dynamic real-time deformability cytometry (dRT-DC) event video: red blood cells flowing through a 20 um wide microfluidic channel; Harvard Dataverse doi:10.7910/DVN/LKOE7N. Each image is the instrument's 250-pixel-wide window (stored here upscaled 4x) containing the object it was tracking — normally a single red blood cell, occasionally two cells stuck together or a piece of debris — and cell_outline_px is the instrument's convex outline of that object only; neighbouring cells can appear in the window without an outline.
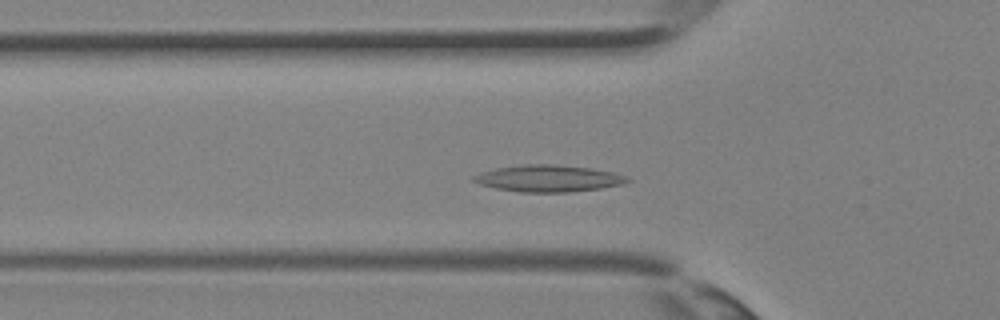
{"species": "Egyptian fruit bat (a non-hibernating species)", "species_latin": "Rousettus aegyptiacus", "temperature_condition": "room temperature", "stored_images_in_passage": 32, "camera_frame_rate_fps": 3000, "um_per_image_px": 0.085, "animal": {"sex": "female"}, "frame": {"image": 1, "passage_image": 8, "time_ms": 2.333, "image_size_px": [1000, 320], "cell_outline_px": [[632, 180], [624, 184], [600, 188], [568, 192], [520, 192], [496, 188], [480, 184], [472, 180], [472, 176], [480, 172], [496, 168], [520, 164], [556, 164], [592, 168], [612, 172], [628, 176]], "centroid_in_image_um": [46.63, 15.15], "position_along_channel_um": 79.2, "area_um2": 24.1}}
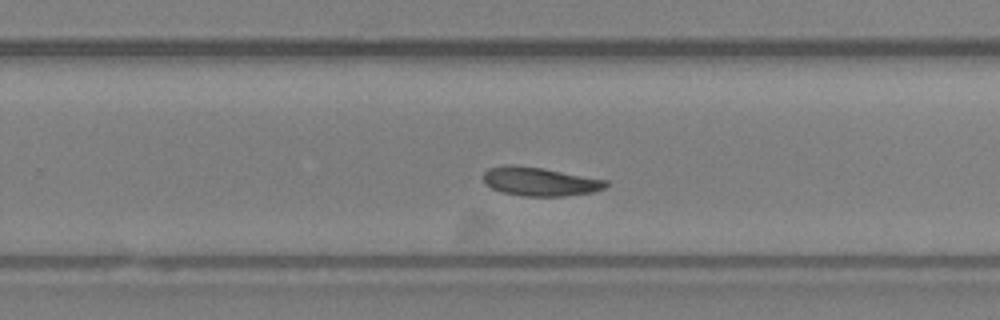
{"frame": {"image": 2, "passage_image": 19, "time_ms": 6.0, "image_size_px": [1000, 320], "cell_outline_px": [[608, 184], [604, 188], [596, 192], [564, 196], [524, 196], [504, 192], [492, 188], [484, 180], [484, 172], [488, 168], [504, 164], [508, 164], [544, 168], [608, 180]], "centroid_in_image_um": [45.93, 15.42], "position_along_channel_um": 283.9, "area_um2": 20.52}}
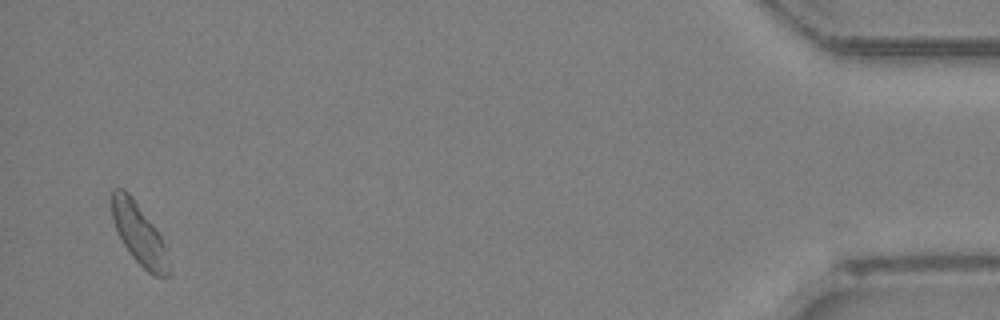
{"frame": {"image": 3, "passage_image": 31, "time_ms": 10.0, "image_size_px": [1000, 320], "cell_outline_px": [[172, 272], [168, 276], [156, 276], [148, 272], [132, 256], [124, 244], [116, 228], [112, 216], [112, 192], [116, 188], [124, 188], [132, 196], [160, 236]], "centroid_in_image_um": [11.82, 19.9], "position_along_channel_um": 423.4, "area_um2": 19.54}}